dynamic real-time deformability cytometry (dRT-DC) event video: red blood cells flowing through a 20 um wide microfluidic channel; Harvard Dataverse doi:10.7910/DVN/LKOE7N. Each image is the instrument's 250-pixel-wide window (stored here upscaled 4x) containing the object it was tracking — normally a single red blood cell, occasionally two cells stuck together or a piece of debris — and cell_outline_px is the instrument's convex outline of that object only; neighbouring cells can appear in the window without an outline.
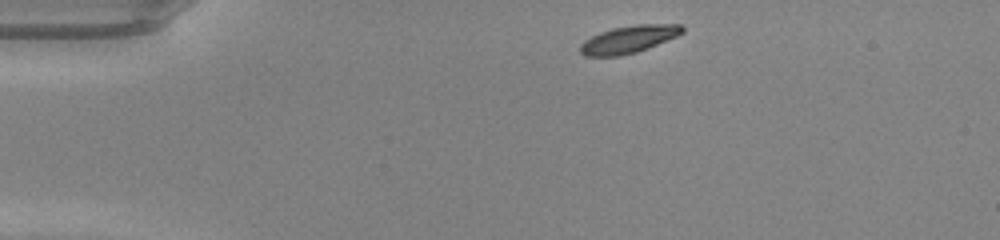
{"species": "common noctule bat (a hibernating species)", "species_latin": "Nyctalus noctula", "temperature_condition": "warm", "stored_images_in_passage": 40, "camera_frame_rate_fps": 3000, "um_per_image_px": 0.085, "animal": {"sex": "male", "body_mass_g": 20.0, "forearm_length_mm": 53.3}, "frame": {"image": 1, "passage_image": 1, "time_ms": 0.0, "image_size_px": [1000, 240], "cell_outline_px": [[684, 32], [676, 36], [636, 52], [620, 56], [584, 56], [580, 52], [580, 44], [584, 40], [600, 32], [612, 28], [636, 24], [680, 24], [684, 28]], "centroid_in_image_um": [53.41, 3.34], "position_along_channel_um": 31.6, "area_um2": 16.18}}
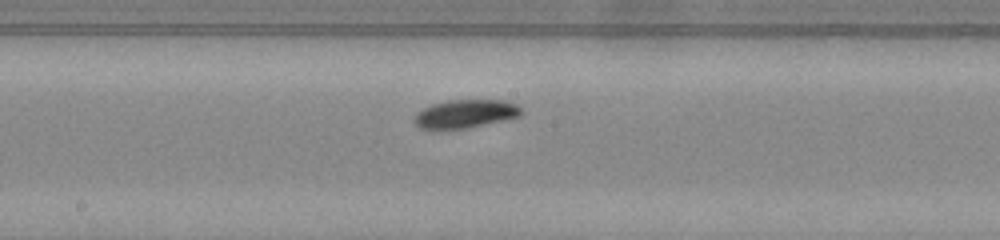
{"frame": {"image": 2, "passage_image": 18, "time_ms": 5.667, "image_size_px": [1000, 240], "cell_outline_px": [[524, 112], [520, 116], [468, 128], [440, 132], [432, 132], [420, 128], [416, 124], [416, 112], [432, 104], [448, 100], [504, 100], [516, 104]], "centroid_in_image_um": [39.51, 9.71], "position_along_channel_um": 208.7, "area_um2": 18.15}}
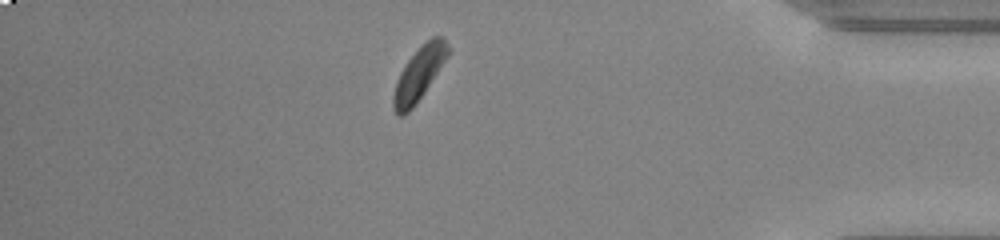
{"frame": {"image": 3, "passage_image": 34, "time_ms": 11.0, "image_size_px": [1000, 240], "cell_outline_px": [[448, 56], [416, 104], [404, 116], [396, 116], [392, 108], [392, 96], [396, 80], [400, 72], [408, 60], [432, 36], [444, 36], [448, 48]], "centroid_in_image_um": [35.57, 6.34], "position_along_channel_um": 399.6, "area_um2": 16.76}, "authors_computed_cell_mechanics": {"area_um2": 17.0221, "velocity_mm_per_s": 4.2134, "shape_relaxation_time_tau1_ms": 4.3579, "shape_relaxation_time_tau2_ms": 4.2911, "deformation_change_tau1": 0.1765, "deformation_change_tau2": 0.0784}}